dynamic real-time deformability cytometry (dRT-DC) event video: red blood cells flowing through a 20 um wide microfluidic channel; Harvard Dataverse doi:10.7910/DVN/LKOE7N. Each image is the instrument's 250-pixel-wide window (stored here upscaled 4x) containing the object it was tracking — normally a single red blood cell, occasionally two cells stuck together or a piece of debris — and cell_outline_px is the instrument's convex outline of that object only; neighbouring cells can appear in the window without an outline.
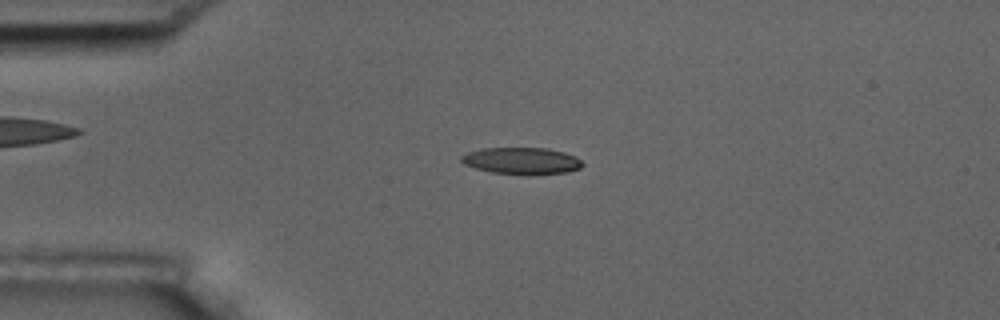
{"species": "common noctule bat (a hibernating species)", "species_latin": "Nyctalus noctula", "temperature_condition": "room temperature", "stored_images_in_passage": 51, "camera_frame_rate_fps": 3000, "um_per_image_px": 0.085, "animal": {"sex": "male", "body_mass_g": 17.5, "forearm_length_mm": 52.3}, "frame": {"image": 1, "passage_image": 9, "time_ms": 2.667, "image_size_px": [1000, 320], "cell_outline_px": [[584, 164], [580, 168], [568, 172], [528, 176], [524, 176], [492, 172], [476, 168], [464, 164], [460, 160], [460, 156], [468, 152], [484, 148], [548, 148], [564, 152], [576, 156]], "centroid_in_image_um": [44.37, 13.69], "position_along_channel_um": 40.6, "area_um2": 19.25}}
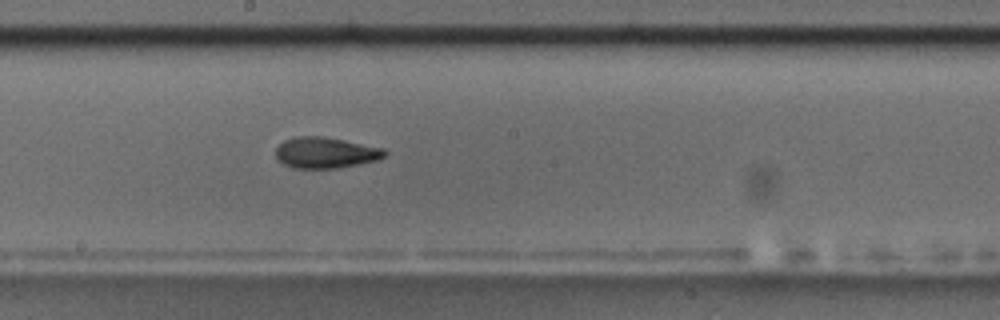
{"frame": {"image": 2, "passage_image": 26, "time_ms": 8.333, "image_size_px": [1000, 320], "cell_outline_px": [[388, 152], [384, 156], [376, 160], [336, 168], [292, 168], [284, 164], [276, 156], [276, 148], [284, 140], [296, 136], [320, 136], [344, 140], [384, 148]], "centroid_in_image_um": [27.66, 12.97], "position_along_channel_um": 220.5, "area_um2": 19.48}}
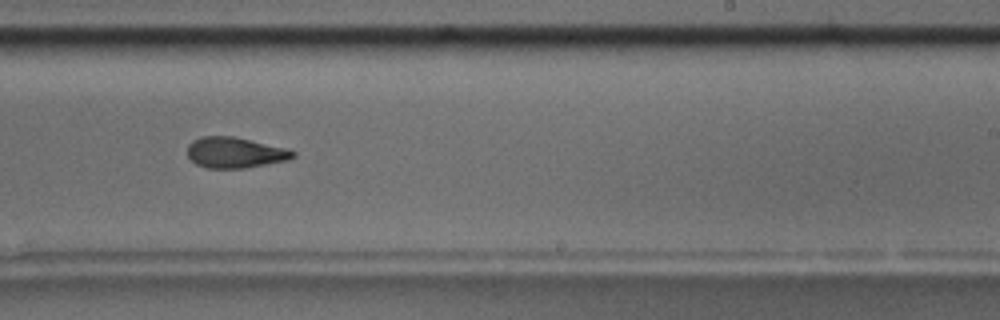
{"frame": {"image": 3, "passage_image": 30, "time_ms": 9.667, "image_size_px": [1000, 320], "cell_outline_px": [[296, 156], [288, 160], [244, 168], [208, 168], [196, 164], [188, 156], [188, 144], [192, 140], [200, 136], [232, 136], [284, 148], [296, 152]], "centroid_in_image_um": [19.94, 12.97], "position_along_channel_um": 269.1, "area_um2": 18.73}, "authors_computed_cell_mechanics": {"area_um2": 19.363, "velocity_mm_per_s": 3.645, "shape_relaxation_time_tau1_ms": 8.7227, "shape_relaxation_time_tau2_ms": 3.6422, "deformation_change_tau1": 0.255, "deformation_change_tau2": 0.1129}}